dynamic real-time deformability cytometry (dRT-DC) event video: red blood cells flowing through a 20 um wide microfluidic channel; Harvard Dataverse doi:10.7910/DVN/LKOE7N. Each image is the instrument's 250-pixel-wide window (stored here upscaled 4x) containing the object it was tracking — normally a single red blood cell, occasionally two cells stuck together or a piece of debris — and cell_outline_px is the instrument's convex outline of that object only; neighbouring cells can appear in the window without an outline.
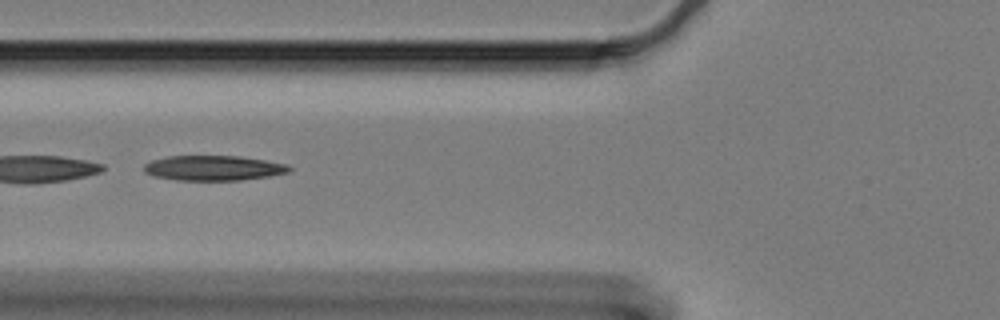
{"species": "Egyptian fruit bat (a non-hibernating species)", "species_latin": "Rousettus aegyptiacus", "temperature_condition": "cold", "stored_images_in_passage": 24, "camera_frame_rate_fps": 3000, "um_per_image_px": 0.085, "animal": {"sex": "female"}, "frame": {"image": 1, "passage_image": 17, "time_ms": 5.333, "image_size_px": [1000, 320], "cell_outline_px": [[292, 168], [288, 172], [268, 176], [240, 180], [176, 180], [156, 176], [144, 172], [144, 164], [152, 160], [168, 156], [240, 156], [264, 160], [284, 164]], "centroid_in_image_um": [18.11, 14.28], "position_along_channel_um": 107.7, "area_um2": 20.92}}